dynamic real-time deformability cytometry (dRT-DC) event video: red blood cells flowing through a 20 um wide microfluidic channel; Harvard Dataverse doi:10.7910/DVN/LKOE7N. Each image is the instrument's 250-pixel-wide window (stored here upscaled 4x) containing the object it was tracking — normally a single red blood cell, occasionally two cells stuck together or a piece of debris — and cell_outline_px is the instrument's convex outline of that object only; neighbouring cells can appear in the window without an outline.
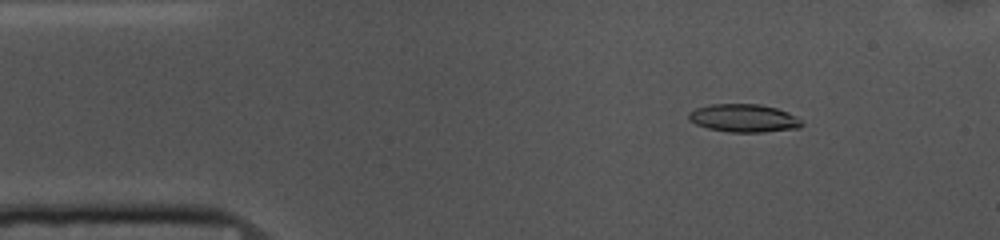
{"species": "common noctule bat (a hibernating species)", "species_latin": "Nyctalus noctula", "temperature_condition": "cold", "stored_images_in_passage": 54, "camera_frame_rate_fps": 3000, "um_per_image_px": 0.085, "animal": {"sex": "female", "body_mass_g": 10.0, "forearm_length_mm": 53.1}, "frame": {"image": 1, "passage_image": 7, "time_ms": 2.0, "image_size_px": [1000, 240], "cell_outline_px": [[804, 124], [800, 128], [764, 132], [728, 132], [708, 128], [696, 124], [688, 120], [688, 112], [696, 108], [712, 104], [760, 104], [776, 108], [788, 112], [796, 116]], "centroid_in_image_um": [63.22, 10.04], "position_along_channel_um": 21.8, "area_um2": 18.55}}
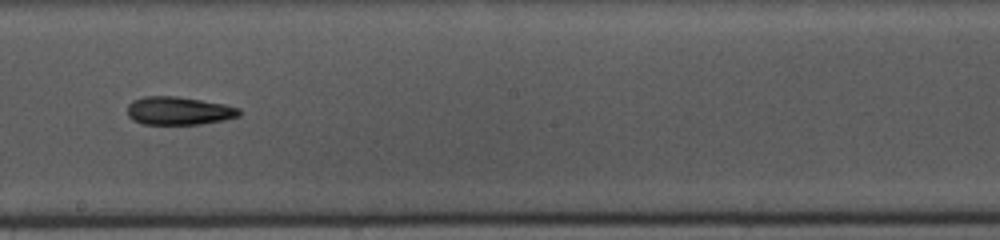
{"frame": {"image": 2, "passage_image": 29, "time_ms": 9.333, "image_size_px": [1000, 240], "cell_outline_px": [[240, 116], [224, 120], [200, 124], [144, 124], [132, 120], [128, 116], [128, 104], [132, 100], [144, 96], [176, 96], [224, 104], [240, 108]], "centroid_in_image_um": [15.18, 9.42], "position_along_channel_um": 233.0, "area_um2": 18.38}}
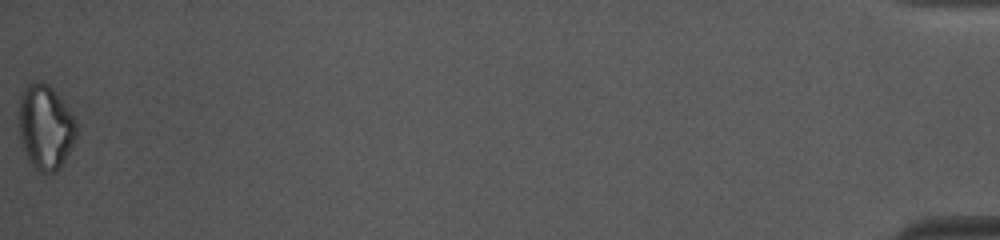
{"frame": {"image": 3, "passage_image": 54, "time_ms": 17.667, "image_size_px": [1000, 240], "cell_outline_px": [[76, 140], [60, 168], [56, 172], [40, 172], [28, 160], [24, 152], [20, 136], [20, 92], [32, 80], [40, 80], [48, 84], [52, 88], [68, 108], [76, 120]], "centroid_in_image_um": [3.87, 10.79], "position_along_channel_um": 431.3, "area_um2": 28.44}}